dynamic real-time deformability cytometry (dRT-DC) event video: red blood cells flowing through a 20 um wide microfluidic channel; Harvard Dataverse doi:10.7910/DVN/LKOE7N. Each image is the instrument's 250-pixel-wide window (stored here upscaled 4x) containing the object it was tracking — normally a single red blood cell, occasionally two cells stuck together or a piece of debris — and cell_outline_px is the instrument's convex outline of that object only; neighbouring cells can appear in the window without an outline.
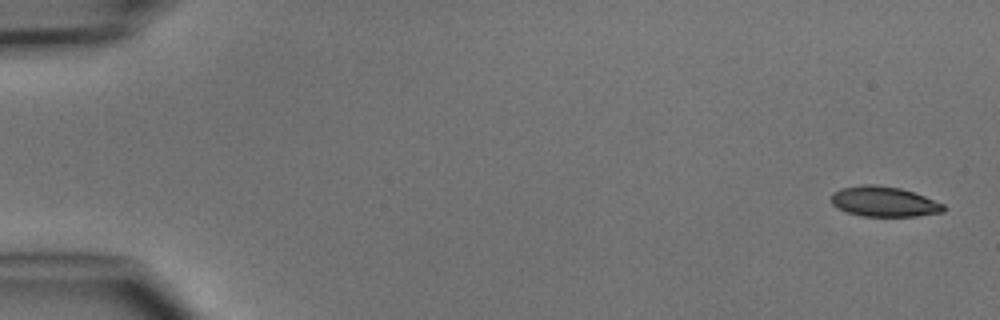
{"species": "common noctule bat (a hibernating species)", "species_latin": "Nyctalus noctula", "temperature_condition": "cold", "stored_images_in_passage": 6, "camera_frame_rate_fps": 3000, "um_per_image_px": 0.085, "animal": {"sex": "male", "body_mass_g": 15.6}, "frame": {"image": 1, "passage_image": 1, "time_ms": 0.0, "image_size_px": [1000, 320], "cell_outline_px": [[948, 208], [944, 212], [916, 216], [864, 216], [848, 212], [832, 204], [832, 192], [840, 188], [864, 184], [876, 184], [900, 188], [924, 196], [944, 204]], "centroid_in_image_um": [75.17, 17.13], "position_along_channel_um": 9.8, "area_um2": 19.71}}
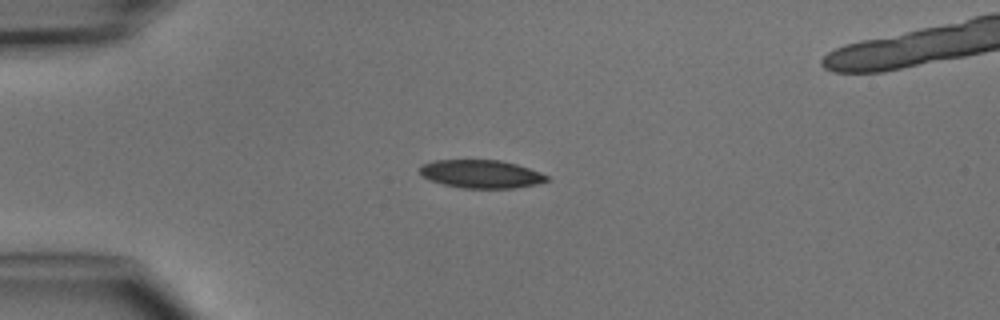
{"frame": {"image": 2, "passage_image": 4, "time_ms": 3.667, "image_size_px": [1000, 320], "cell_outline_px": [[548, 180], [536, 184], [512, 188], [460, 188], [444, 184], [432, 180], [424, 176], [420, 172], [420, 164], [432, 160], [500, 160], [516, 164], [540, 172], [548, 176]], "centroid_in_image_um": [40.88, 14.78], "position_along_channel_um": 44.1, "area_um2": 20.69}}